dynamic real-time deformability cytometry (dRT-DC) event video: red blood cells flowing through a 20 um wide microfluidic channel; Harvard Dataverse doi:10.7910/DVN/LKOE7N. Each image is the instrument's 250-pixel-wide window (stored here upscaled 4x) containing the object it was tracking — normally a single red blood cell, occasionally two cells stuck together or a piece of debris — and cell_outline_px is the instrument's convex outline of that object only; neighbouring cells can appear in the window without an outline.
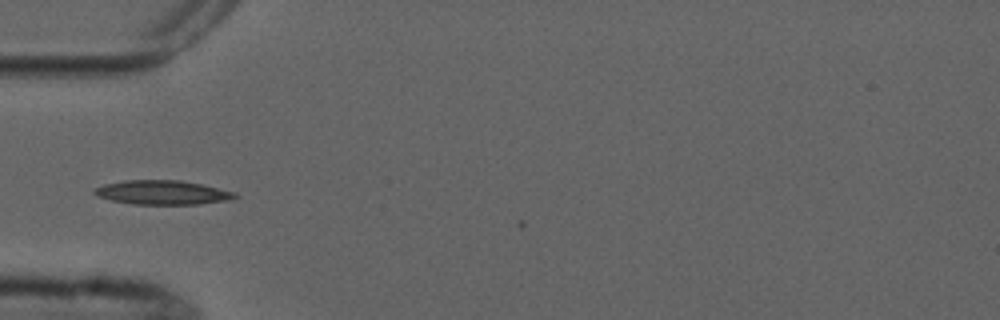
{"species": "common noctule bat (a hibernating species)", "species_latin": "Nyctalus noctula", "temperature_condition": "cold", "stored_images_in_passage": 5, "camera_frame_rate_fps": 3000, "um_per_image_px": 0.085, "animal": {"sex": "male", "forearm_length_mm": 52.5}, "frame": {"image": 1, "passage_image": 4, "time_ms": 4.333, "image_size_px": [1000, 320], "cell_outline_px": [[240, 196], [232, 200], [200, 204], [132, 204], [112, 200], [96, 196], [92, 192], [96, 188], [104, 184], [124, 180], [180, 180], [200, 184], [236, 192]], "centroid_in_image_um": [13.84, 16.36], "position_along_channel_um": 71.2, "area_um2": 19.88}}